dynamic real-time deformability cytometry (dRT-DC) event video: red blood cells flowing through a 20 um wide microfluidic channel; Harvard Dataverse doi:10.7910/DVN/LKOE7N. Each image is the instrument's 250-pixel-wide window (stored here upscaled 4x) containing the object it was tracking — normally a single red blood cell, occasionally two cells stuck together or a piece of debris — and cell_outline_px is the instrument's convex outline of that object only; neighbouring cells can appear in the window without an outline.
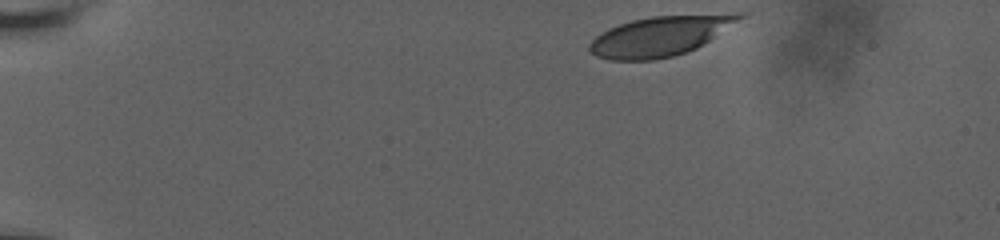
{"species": "human", "species_latin": "Homo sapiens", "temperature_condition": "room temperature", "stored_images_in_passage": 8, "camera_frame_rate_fps": 3000, "um_per_image_px": 0.085, "donor": {"sex": "male"}, "frame": {"image": 1, "passage_image": 1, "time_ms": 0.0, "image_size_px": [1000, 240], "cell_outline_px": [[752, 12], [748, 16], [696, 48], [672, 56], [652, 60], [608, 60], [596, 56], [588, 48], [588, 44], [596, 36], [608, 28], [632, 20], [652, 16], [732, 12]], "centroid_in_image_um": [56.2, 3.02], "position_along_channel_um": 28.8, "area_um2": 35.26}}
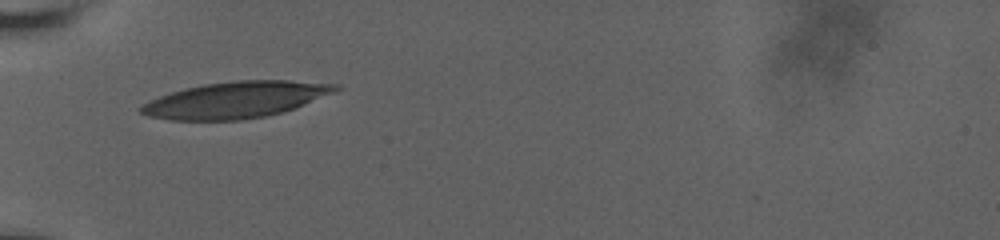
{"frame": {"image": 2, "passage_image": 7, "time_ms": 3.667, "image_size_px": [1000, 240], "cell_outline_px": [[344, 88], [336, 92], [296, 108], [284, 112], [264, 116], [240, 120], [172, 120], [148, 116], [140, 112], [136, 108], [160, 96], [184, 88], [204, 84], [236, 80], [288, 80], [340, 84]], "centroid_in_image_um": [20.1, 8.48], "position_along_channel_um": 64.9, "area_um2": 41.38}}